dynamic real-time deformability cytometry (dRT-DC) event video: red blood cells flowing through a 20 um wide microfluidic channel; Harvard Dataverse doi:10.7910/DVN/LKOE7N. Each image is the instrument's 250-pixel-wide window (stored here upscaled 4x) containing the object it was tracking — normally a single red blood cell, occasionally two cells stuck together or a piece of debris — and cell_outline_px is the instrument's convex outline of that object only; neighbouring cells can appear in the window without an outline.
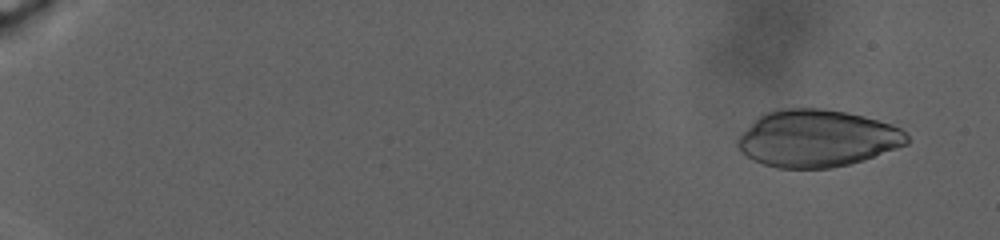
{"species": "human", "species_latin": "Homo sapiens", "temperature_condition": "warm", "stored_images_in_passage": 76, "camera_frame_rate_fps": 3000, "um_per_image_px": 0.085, "donor": {"sex": "male"}, "frame": {"image": 1, "passage_image": 6, "time_ms": 2.0, "image_size_px": [1000, 240], "cell_outline_px": [[908, 144], [864, 160], [832, 168], [776, 168], [752, 160], [740, 152], [736, 144], [736, 140], [764, 112], [776, 108], [824, 108], [864, 116], [892, 124], [908, 132]], "centroid_in_image_um": [69.46, 11.76], "position_along_channel_um": 15.5, "area_um2": 56.53}}
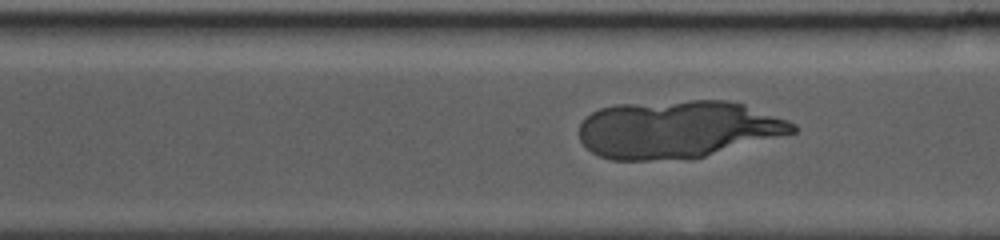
{"frame": {"image": 2, "passage_image": 60, "time_ms": 23.333, "image_size_px": [1000, 240], "cell_outline_px": [[796, 132], [704, 156], [648, 160], [612, 160], [600, 156], [592, 152], [580, 140], [580, 124], [592, 112], [600, 108], [616, 104], [692, 100], [724, 100], [744, 104], [788, 120], [796, 124]], "centroid_in_image_um": [57.58, 10.97], "position_along_channel_um": 313.0, "area_um2": 71.15}}
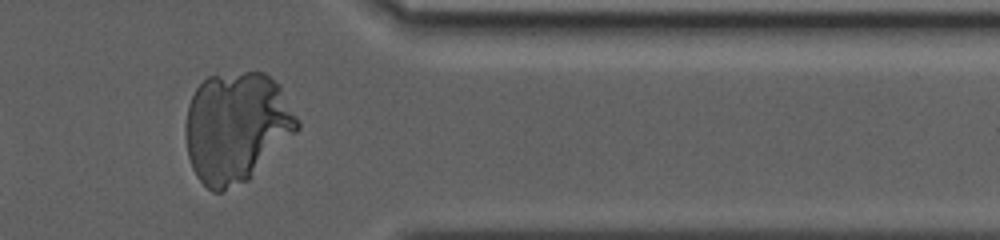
{"frame": {"image": 3, "passage_image": 68, "time_ms": 27.0, "image_size_px": [1000, 240], "cell_outline_px": [[300, 128], [248, 180], [220, 192], [212, 192], [196, 176], [192, 168], [188, 156], [184, 132], [184, 128], [188, 104], [196, 88], [208, 76], [244, 72], [264, 72], [280, 84], [300, 120]], "centroid_in_image_um": [20.1, 10.8], "position_along_channel_um": 391.3, "area_um2": 72.25}}